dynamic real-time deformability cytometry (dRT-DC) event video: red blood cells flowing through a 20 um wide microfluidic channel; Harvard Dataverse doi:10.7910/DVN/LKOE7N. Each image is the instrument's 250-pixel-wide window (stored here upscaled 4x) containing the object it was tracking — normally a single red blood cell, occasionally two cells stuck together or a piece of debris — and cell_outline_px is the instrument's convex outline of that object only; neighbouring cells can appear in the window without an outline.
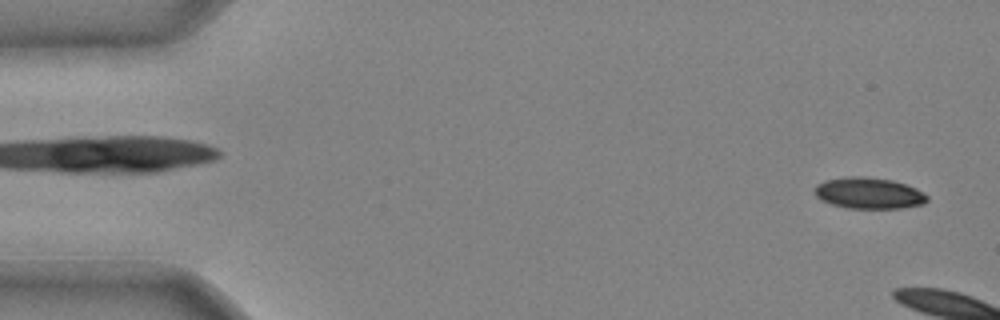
{"species": "common noctule bat (a hibernating species)", "species_latin": "Nyctalus noctula", "temperature_condition": "cold", "stored_images_in_passage": 4, "camera_frame_rate_fps": 3000, "um_per_image_px": 0.085, "animal": {"sex": "male", "body_mass_g": 20.4}, "frame": {"image": 1, "passage_image": 1, "time_ms": 0.0, "image_size_px": [1000, 320], "cell_outline_px": [[928, 200], [924, 204], [900, 208], [848, 208], [832, 204], [820, 200], [812, 192], [812, 188], [816, 184], [828, 180], [852, 176], [860, 176], [892, 180], [916, 188], [924, 192], [928, 196]], "centroid_in_image_um": [73.83, 16.42], "position_along_channel_um": 11.2, "area_um2": 20.52}}